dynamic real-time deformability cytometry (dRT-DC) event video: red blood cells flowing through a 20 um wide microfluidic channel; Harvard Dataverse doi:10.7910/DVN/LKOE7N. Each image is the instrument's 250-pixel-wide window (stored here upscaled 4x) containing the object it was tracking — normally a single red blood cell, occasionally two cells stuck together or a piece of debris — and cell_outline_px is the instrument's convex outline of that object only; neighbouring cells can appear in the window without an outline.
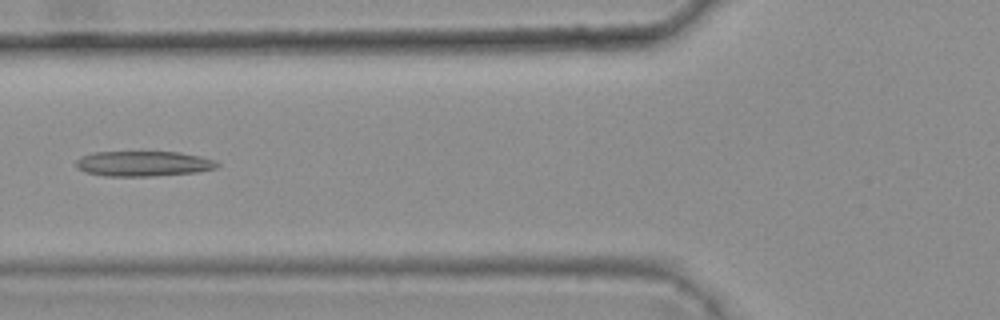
{"species": "common noctule bat (a hibernating species)", "species_latin": "Nyctalus noctula", "temperature_condition": "warm", "stored_images_in_passage": 6, "camera_frame_rate_fps": 3000, "um_per_image_px": 0.085, "animal": {"sex": "female", "body_mass_g": 25.1}, "frame": {"image": 1, "passage_image": 5, "time_ms": 1.333, "image_size_px": [1000, 320], "cell_outline_px": [[220, 164], [216, 168], [196, 172], [148, 176], [104, 176], [88, 172], [80, 168], [76, 164], [76, 160], [80, 156], [92, 152], [180, 152], [200, 156], [216, 160]], "centroid_in_image_um": [12.21, 13.9], "position_along_channel_um": 113.6, "area_um2": 20.63}}
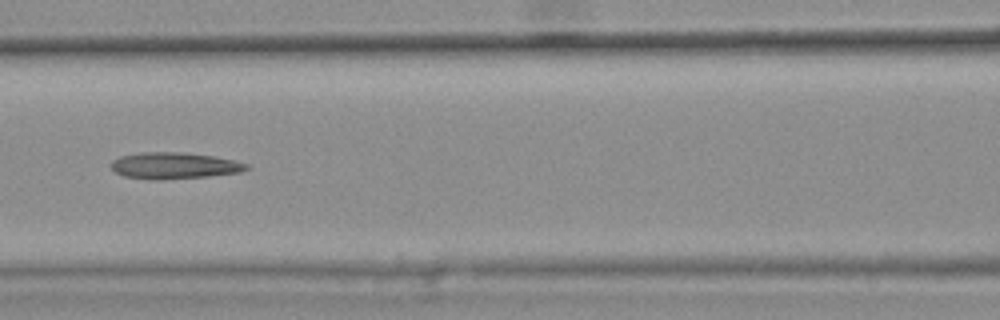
{"frame": {"image": 2, "passage_image": 6, "time_ms": 1.667, "image_size_px": [1000, 320], "cell_outline_px": [[248, 168], [240, 172], [208, 176], [152, 180], [124, 176], [116, 172], [112, 168], [112, 160], [120, 156], [140, 152], [180, 152], [212, 156], [232, 160], [248, 164]], "centroid_in_image_um": [14.77, 14.07], "position_along_channel_um": 151.8, "area_um2": 20.58}}